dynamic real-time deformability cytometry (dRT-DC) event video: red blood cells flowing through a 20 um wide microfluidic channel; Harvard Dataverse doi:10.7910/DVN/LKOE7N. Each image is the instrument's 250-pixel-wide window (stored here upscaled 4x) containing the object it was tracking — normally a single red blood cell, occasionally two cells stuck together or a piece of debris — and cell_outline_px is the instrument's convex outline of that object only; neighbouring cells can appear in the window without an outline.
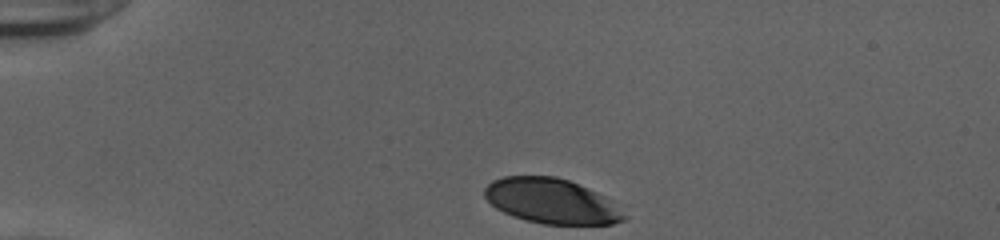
{"species": "human", "species_latin": "Homo sapiens", "temperature_condition": "cold", "stored_images_in_passage": 33, "camera_frame_rate_fps": 3000, "um_per_image_px": 0.085, "donor": {"sex": "female"}, "frame": {"image": 1, "passage_image": 1, "time_ms": 0.0, "image_size_px": [1000, 240], "cell_outline_px": [[628, 216], [624, 220], [612, 224], [544, 224], [524, 220], [512, 216], [496, 208], [484, 196], [484, 188], [492, 180], [504, 176], [556, 176], [568, 180], [588, 188], [604, 196]], "centroid_in_image_um": [46.85, 17.09], "position_along_channel_um": 38.2, "area_um2": 36.47}}
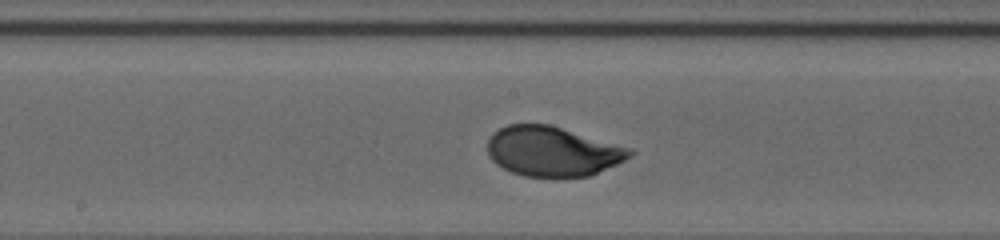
{"frame": {"image": 2, "passage_image": 18, "time_ms": 5.667, "image_size_px": [1000, 240], "cell_outline_px": [[636, 152], [632, 156], [616, 164], [588, 176], [524, 176], [512, 172], [496, 164], [492, 160], [488, 152], [488, 140], [492, 132], [508, 124], [548, 124], [632, 148]], "centroid_in_image_um": [46.96, 12.85], "position_along_channel_um": 201.2, "area_um2": 40.98}}
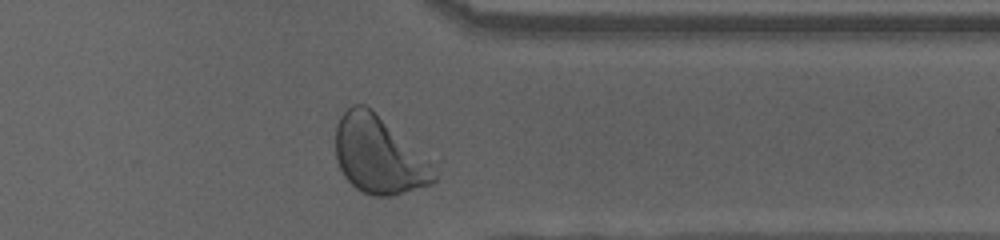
{"frame": {"image": 3, "passage_image": 32, "time_ms": 10.333, "image_size_px": [1000, 240], "cell_outline_px": [[436, 180], [432, 184], [392, 196], [372, 196], [356, 188], [344, 176], [336, 160], [336, 128], [340, 116], [352, 104], [364, 104], [372, 108], [428, 164], [436, 176]], "centroid_in_image_um": [32.1, 13.19], "position_along_channel_um": 379.3, "area_um2": 43.12}, "authors_computed_cell_mechanics": {"area_um2": 40.9802, "velocity_mm_per_s": 3.8642, "shape_relaxation_time_tau1_ms": 3.0048, "shape_relaxation_time_tau2_ms": null, "deformation_change_tau1": 0.1544, "deformation_change_tau2": null}}